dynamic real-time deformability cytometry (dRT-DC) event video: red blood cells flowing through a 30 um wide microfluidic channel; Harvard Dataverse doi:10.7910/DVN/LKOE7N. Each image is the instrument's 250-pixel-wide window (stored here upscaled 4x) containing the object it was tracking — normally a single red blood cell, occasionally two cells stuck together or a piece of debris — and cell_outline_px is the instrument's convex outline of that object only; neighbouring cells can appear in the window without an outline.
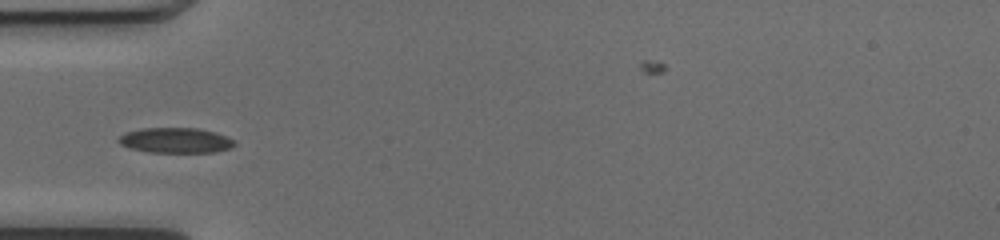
{"species": "common noctule bat (a hibernating species)", "species_latin": "Nyctalus noctula", "temperature_condition": "cold", "stored_images_in_passage": 36, "camera_frame_rate_fps": 3000, "um_per_image_px": 0.085, "animal": {"sex": "female", "body_mass_g": 17.0, "forearm_length_mm": 48.0}, "frame": {"image": 1, "passage_image": 1, "time_ms": 0.0, "image_size_px": [1000, 240], "cell_outline_px": [[236, 144], [232, 148], [216, 152], [148, 152], [128, 148], [120, 144], [116, 140], [124, 132], [140, 128], [196, 128], [216, 132], [232, 140]], "centroid_in_image_um": [14.88, 11.93], "position_along_channel_um": 70.1, "area_um2": 17.17}}
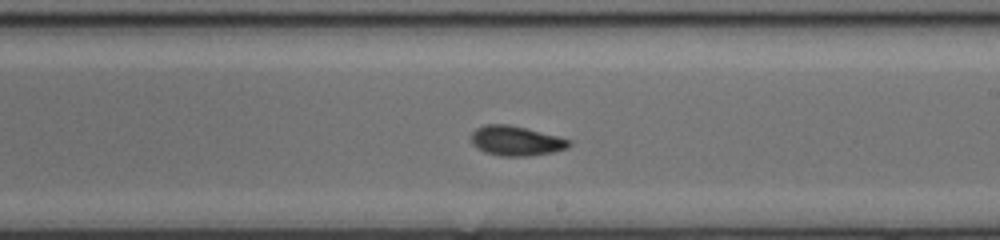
{"frame": {"image": 2, "passage_image": 14, "time_ms": 4.333, "image_size_px": [1000, 240], "cell_outline_px": [[572, 144], [568, 148], [552, 152], [528, 156], [500, 156], [484, 152], [476, 148], [472, 144], [472, 132], [476, 128], [484, 124], [508, 124], [572, 140]], "centroid_in_image_um": [43.84, 11.98], "position_along_channel_um": 245.2, "area_um2": 16.94}}
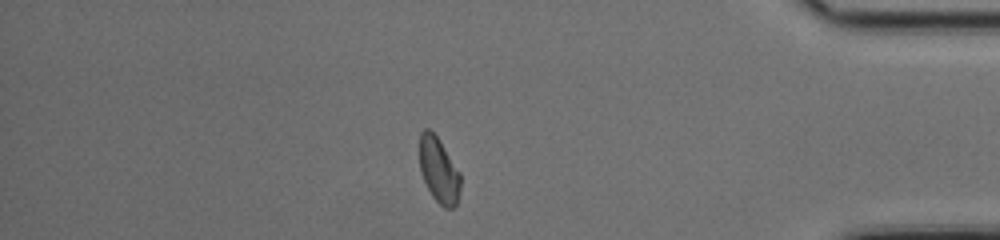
{"frame": {"image": 3, "passage_image": 28, "time_ms": 9.0, "image_size_px": [1000, 240], "cell_outline_px": [[460, 192], [456, 204], [452, 208], [444, 208], [432, 196], [424, 180], [420, 168], [420, 132], [424, 128], [428, 128], [440, 140], [460, 172]], "centroid_in_image_um": [37.31, 14.46], "position_along_channel_um": 397.9, "area_um2": 15.49}, "authors_computed_cell_mechanics": {"area_um2": 16.4441, "velocity_mm_per_s": 4.044, "shape_relaxation_time_tau1_ms": 3.5112, "shape_relaxation_time_tau2_ms": 1.6619, "deformation_change_tau1": 0.1212, "deformation_change_tau2": 0.0671}}